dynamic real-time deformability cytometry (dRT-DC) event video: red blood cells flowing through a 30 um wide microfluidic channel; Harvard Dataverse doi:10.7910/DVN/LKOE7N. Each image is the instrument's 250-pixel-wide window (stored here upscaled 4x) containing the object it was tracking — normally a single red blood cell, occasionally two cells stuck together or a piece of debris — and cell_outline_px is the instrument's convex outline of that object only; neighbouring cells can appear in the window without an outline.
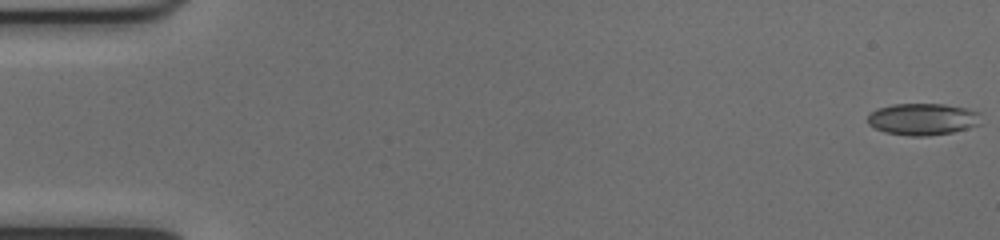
{"species": "common noctule bat (a hibernating species)", "species_latin": "Nyctalus noctula", "temperature_condition": "cold", "stored_images_in_passage": 52, "camera_frame_rate_fps": 3000, "um_per_image_px": 0.085, "animal": {"sex": "female", "body_mass_g": 17.0, "forearm_length_mm": 48.0}, "frame": {"image": 1, "passage_image": 1, "time_ms": 0.0, "image_size_px": [1000, 240], "cell_outline_px": [[984, 124], [952, 132], [928, 136], [908, 136], [884, 132], [868, 124], [868, 116], [876, 108], [892, 104], [944, 104], [964, 108], [980, 112]], "centroid_in_image_um": [78.48, 10.13], "position_along_channel_um": 6.5, "area_um2": 21.27}}
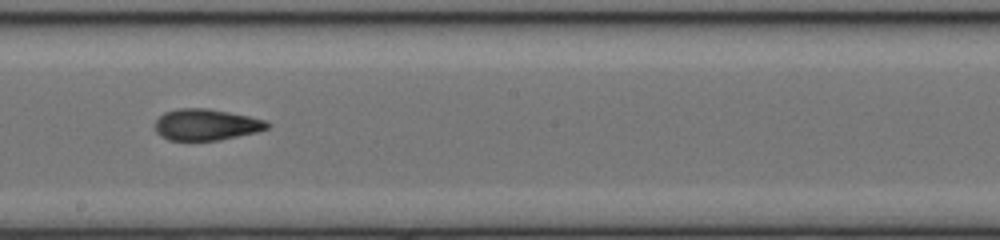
{"frame": {"image": 2, "passage_image": 30, "time_ms": 9.667, "image_size_px": [1000, 240], "cell_outline_px": [[272, 124], [268, 128], [256, 132], [220, 140], [168, 140], [160, 136], [156, 132], [156, 120], [164, 112], [180, 108], [208, 108], [248, 116], [264, 120]], "centroid_in_image_um": [17.52, 10.59], "position_along_channel_um": 230.7, "area_um2": 20.4}}
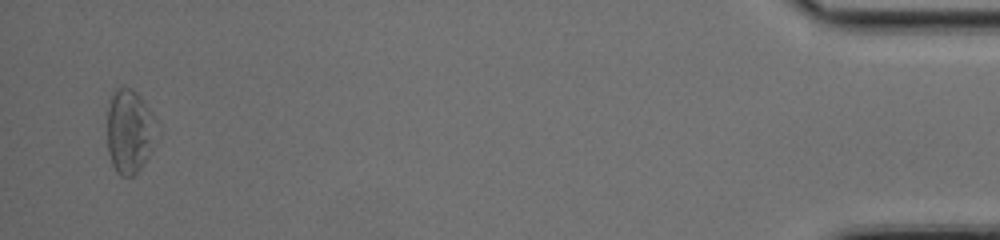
{"frame": {"image": 3, "passage_image": 51, "time_ms": 16.667, "image_size_px": [1000, 240], "cell_outline_px": [[156, 144], [140, 168], [132, 176], [120, 176], [116, 172], [112, 164], [108, 152], [108, 104], [112, 88], [132, 88], [140, 96], [156, 116]], "centroid_in_image_um": [11.02, 11.13], "position_along_channel_um": 424.2, "area_um2": 24.62}, "authors_computed_cell_mechanics": {"area_um2": 21.4438, "velocity_mm_per_s": 4.0088, "shape_relaxation_time_tau1_ms": 7.1612, "shape_relaxation_time_tau2_ms": 3.0304, "deformation_change_tau1": 0.1421, "deformation_change_tau2": 0.1006}}